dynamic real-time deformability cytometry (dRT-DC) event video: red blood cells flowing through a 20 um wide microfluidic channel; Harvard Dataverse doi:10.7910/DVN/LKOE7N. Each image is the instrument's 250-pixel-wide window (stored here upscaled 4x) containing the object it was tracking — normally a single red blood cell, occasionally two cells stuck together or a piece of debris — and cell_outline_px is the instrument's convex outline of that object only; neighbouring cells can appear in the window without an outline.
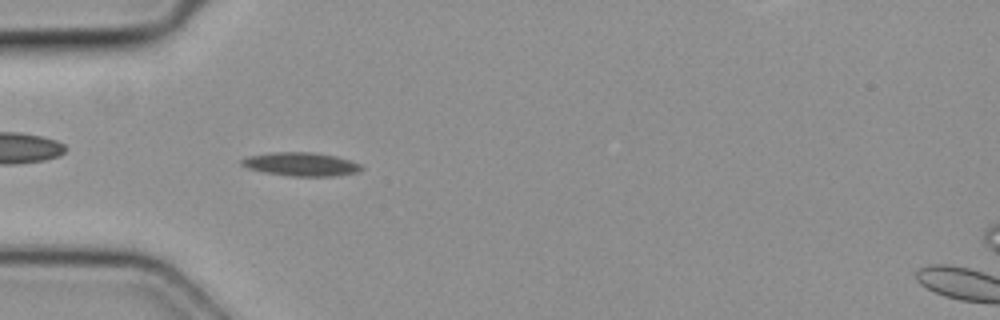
{"species": "common noctule bat (a hibernating species)", "species_latin": "Nyctalus noctula", "temperature_condition": "cold", "stored_images_in_passage": 50, "camera_frame_rate_fps": 3000, "um_per_image_px": 0.085, "animal": {"sex": "female", "body_mass_g": 19.3, "forearm_length_mm": 54.1}, "frame": {"image": 1, "passage_image": 15, "time_ms": 4.667, "image_size_px": [1000, 320], "cell_outline_px": [[364, 168], [360, 172], [336, 176], [292, 176], [264, 172], [248, 168], [240, 164], [240, 160], [248, 156], [272, 152], [312, 152], [336, 156], [360, 164]], "centroid_in_image_um": [25.6, 13.96], "position_along_channel_um": 59.4, "area_um2": 16.47}}
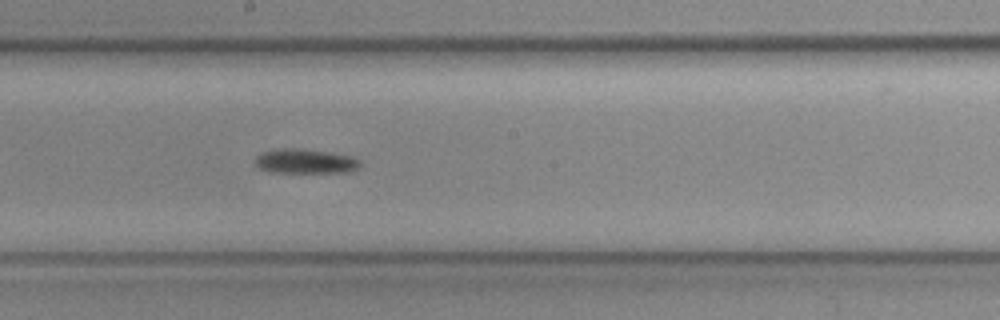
{"frame": {"image": 2, "passage_image": 27, "time_ms": 8.667, "image_size_px": [1000, 320], "cell_outline_px": [[360, 164], [356, 168], [348, 172], [268, 172], [260, 168], [256, 164], [256, 156], [260, 152], [280, 148], [300, 148], [328, 152], [352, 156], [360, 160]], "centroid_in_image_um": [25.92, 13.69], "position_along_channel_um": 222.3, "area_um2": 14.97}}
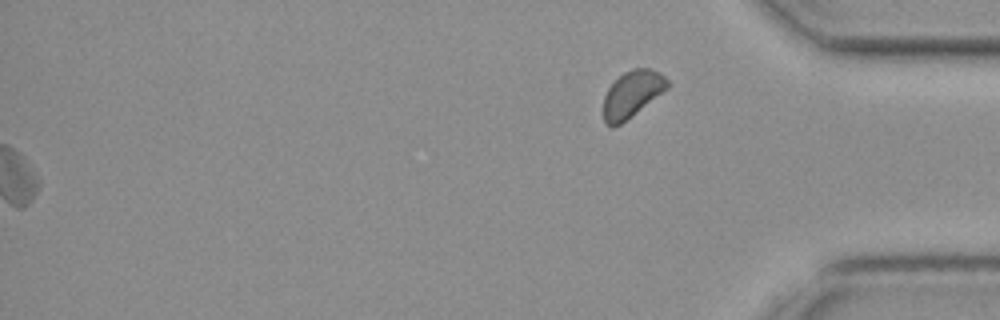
{"frame": {"image": 3, "passage_image": 50, "time_ms": 16.333, "image_size_px": [1000, 320], "cell_outline_px": [[668, 88], [632, 116], [620, 124], [612, 128], [604, 124], [604, 96], [608, 88], [624, 72], [632, 68], [652, 68], [660, 72], [668, 80]], "centroid_in_image_um": [53.72, 8.0], "position_along_channel_um": 381.5, "area_um2": 17.28}}